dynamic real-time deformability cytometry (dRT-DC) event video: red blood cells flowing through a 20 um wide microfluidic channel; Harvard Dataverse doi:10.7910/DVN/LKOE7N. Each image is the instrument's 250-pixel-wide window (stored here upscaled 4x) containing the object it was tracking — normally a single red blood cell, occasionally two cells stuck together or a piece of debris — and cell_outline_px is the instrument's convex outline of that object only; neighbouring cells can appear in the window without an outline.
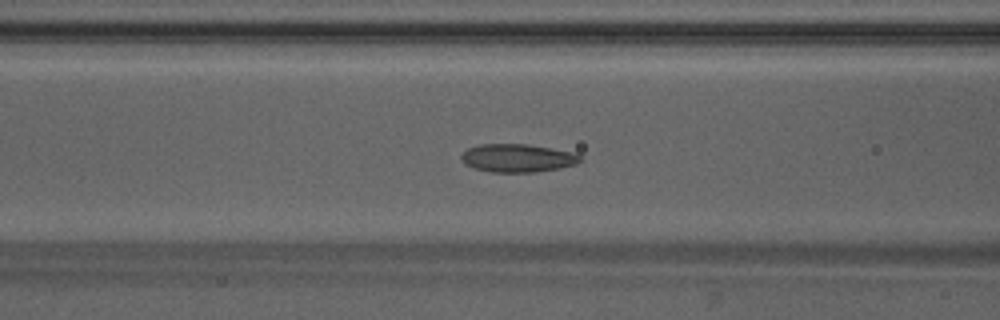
{"species": "Egyptian fruit bat (a non-hibernating species)", "species_latin": "Rousettus aegyptiacus", "temperature_condition": "warm", "stored_images_in_passage": 46, "camera_frame_rate_fps": 3000, "um_per_image_px": 0.085, "animal": {"sex": "male"}, "frame": {"image": 1, "passage_image": 16, "time_ms": 5.0, "image_size_px": [1000, 320], "cell_outline_px": [[584, 160], [576, 164], [560, 168], [532, 172], [488, 172], [464, 164], [460, 156], [468, 148], [480, 144], [528, 144], [576, 152]], "centroid_in_image_um": [44.03, 13.43], "position_along_channel_um": 122.6, "area_um2": 19.65}}
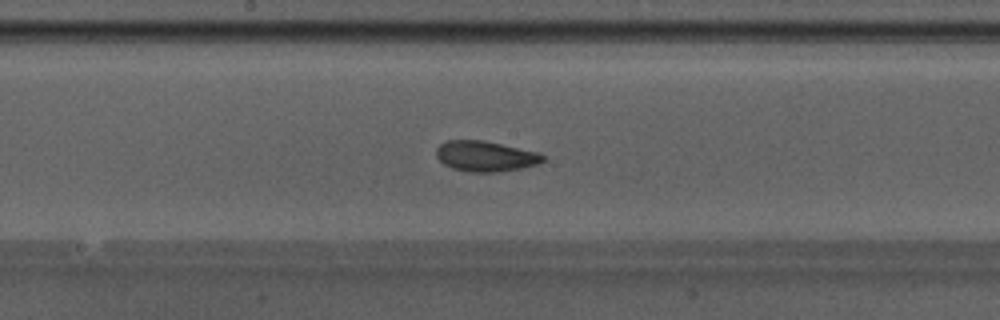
{"frame": {"image": 2, "passage_image": 22, "time_ms": 7.0, "image_size_px": [1000, 320], "cell_outline_px": [[548, 160], [540, 164], [520, 168], [496, 172], [468, 172], [452, 168], [444, 164], [436, 156], [436, 148], [440, 144], [448, 140], [484, 140], [540, 152]], "centroid_in_image_um": [41.31, 13.27], "position_along_channel_um": 206.9, "area_um2": 19.19}}
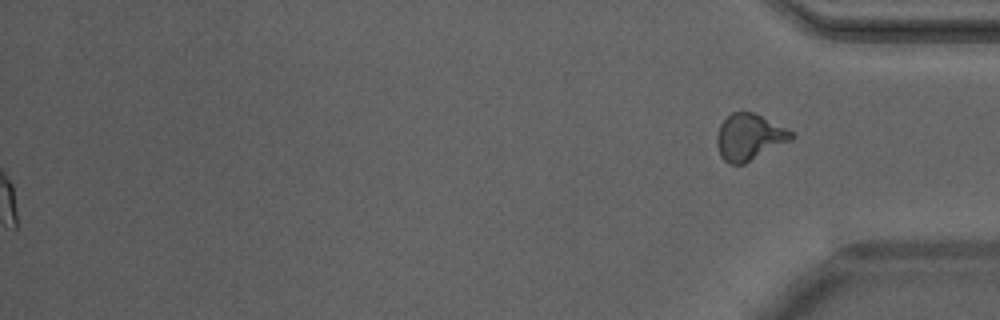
{"frame": {"image": 3, "passage_image": 46, "time_ms": 15.0, "image_size_px": [1000, 320], "cell_outline_px": [[796, 136], [792, 140], [744, 164], [728, 164], [720, 156], [716, 144], [716, 136], [720, 124], [732, 112], [752, 112], [792, 132]], "centroid_in_image_um": [63.66, 11.68], "position_along_channel_um": 371.5, "area_um2": 19.94}, "authors_computed_cell_mechanics": {"area_um2": 18.9584, "velocity_mm_per_s": 4.2225, "shape_relaxation_time_tau1_ms": 4.425, "shape_relaxation_time_tau2_ms": 1.7882, "deformation_change_tau1": 0.1241, "deformation_change_tau2": 0.0697}}